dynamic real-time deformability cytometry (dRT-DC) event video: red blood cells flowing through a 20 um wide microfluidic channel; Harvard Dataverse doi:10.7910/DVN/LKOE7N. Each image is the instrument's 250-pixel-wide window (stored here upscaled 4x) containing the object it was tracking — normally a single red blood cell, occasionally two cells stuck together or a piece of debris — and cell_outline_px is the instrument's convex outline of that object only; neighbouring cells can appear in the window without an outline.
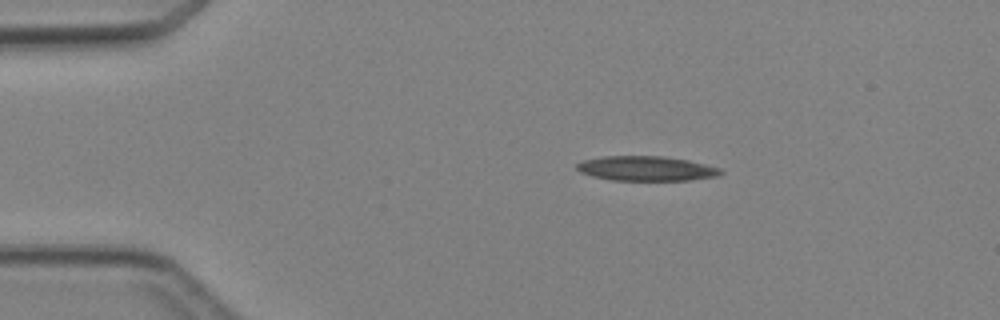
{"species": "Egyptian fruit bat (a non-hibernating species)", "species_latin": "Rousettus aegyptiacus", "temperature_condition": "cold", "stored_images_in_passage": 4, "camera_frame_rate_fps": 3000, "um_per_image_px": 0.085, "animal": {"sex": "female"}, "frame": {"image": 1, "passage_image": 1, "time_ms": 0.0, "image_size_px": [1000, 320], "cell_outline_px": [[724, 172], [720, 176], [688, 180], [612, 180], [592, 176], [580, 172], [576, 168], [576, 164], [580, 160], [604, 156], [664, 156], [688, 160], [720, 168]], "centroid_in_image_um": [54.92, 14.32], "position_along_channel_um": 30.1, "area_um2": 20.81}}
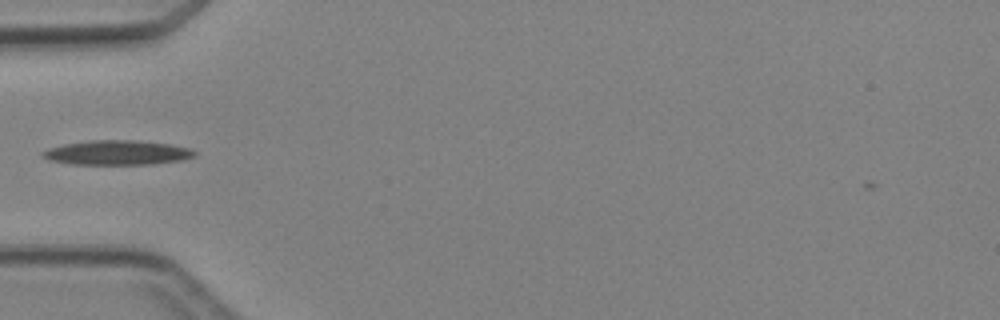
{"frame": {"image": 2, "passage_image": 3, "time_ms": 2.333, "image_size_px": [1000, 320], "cell_outline_px": [[196, 156], [184, 160], [152, 164], [72, 164], [52, 160], [40, 156], [40, 152], [48, 148], [64, 144], [88, 140], [140, 140], [172, 144], [192, 148], [196, 152]], "centroid_in_image_um": [10.01, 12.96], "position_along_channel_um": 75.0, "area_um2": 22.02}}
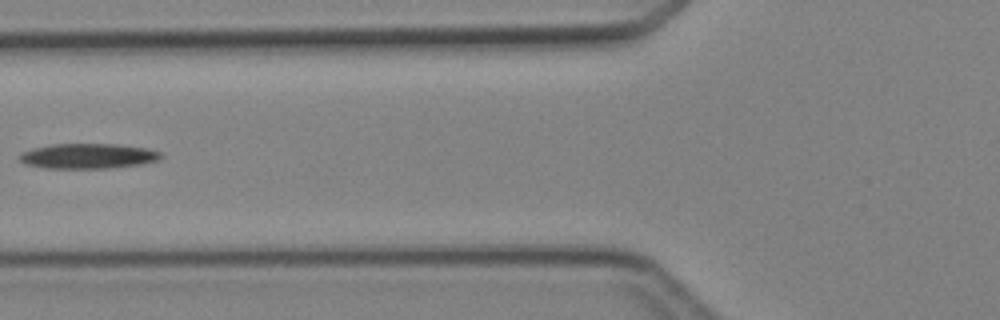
{"frame": {"image": 3, "passage_image": 4, "time_ms": 3.333, "image_size_px": [1000, 320], "cell_outline_px": [[164, 156], [160, 160], [140, 164], [112, 168], [44, 168], [24, 164], [16, 156], [20, 152], [32, 148], [48, 144], [120, 144], [148, 148], [160, 152]], "centroid_in_image_um": [7.46, 13.26], "position_along_channel_um": 118.3, "area_um2": 21.1}}